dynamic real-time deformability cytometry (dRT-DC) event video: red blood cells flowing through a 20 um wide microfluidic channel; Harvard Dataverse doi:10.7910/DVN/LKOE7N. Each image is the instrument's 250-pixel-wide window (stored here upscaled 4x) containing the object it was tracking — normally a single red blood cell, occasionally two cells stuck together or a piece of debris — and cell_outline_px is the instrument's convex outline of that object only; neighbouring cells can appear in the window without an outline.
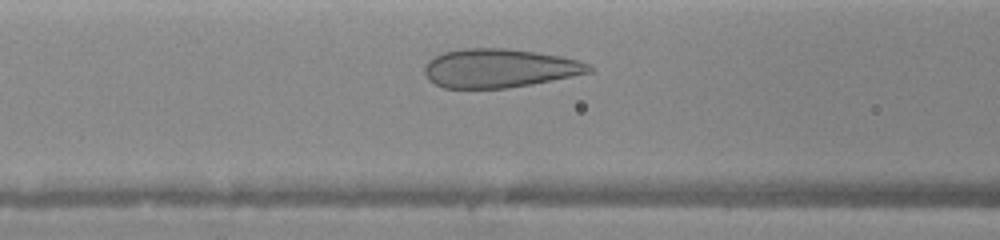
{"species": "human", "species_latin": "Homo sapiens", "temperature_condition": "warm", "stored_images_in_passage": 33, "camera_frame_rate_fps": 3000, "um_per_image_px": 0.085, "donor": {"sex": "female"}, "frame": {"image": 1, "passage_image": 10, "time_ms": 2.333, "image_size_px": [1000, 240], "cell_outline_px": [[596, 68], [592, 72], [532, 84], [508, 88], [444, 88], [428, 80], [424, 72], [424, 64], [428, 60], [444, 52], [464, 48], [504, 48], [560, 56], [576, 60], [588, 64]], "centroid_in_image_um": [42.42, 5.8], "position_along_channel_um": 124.2, "area_um2": 37.05}}
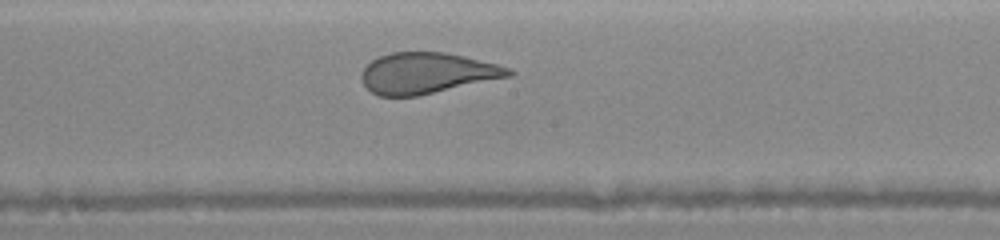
{"frame": {"image": 2, "passage_image": 18, "time_ms": 4.333, "image_size_px": [1000, 240], "cell_outline_px": [[516, 72], [512, 76], [416, 96], [376, 96], [364, 84], [360, 76], [364, 68], [372, 60], [380, 56], [392, 52], [444, 52], [464, 56], [512, 68]], "centroid_in_image_um": [36.31, 6.21], "position_along_channel_um": 211.9, "area_um2": 34.97}}
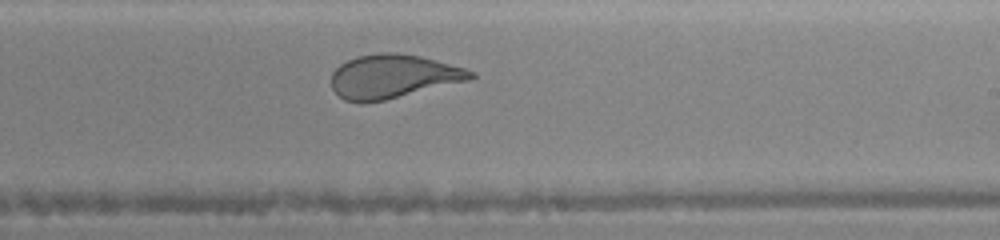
{"frame": {"image": 3, "passage_image": 21, "time_ms": 5.333, "image_size_px": [1000, 240], "cell_outline_px": [[476, 76], [468, 80], [384, 100], [364, 104], [360, 104], [344, 100], [332, 88], [332, 72], [340, 64], [356, 56], [380, 52], [396, 52], [420, 56], [464, 68], [476, 72]], "centroid_in_image_um": [33.36, 6.49], "position_along_channel_um": 255.6, "area_um2": 35.43}}